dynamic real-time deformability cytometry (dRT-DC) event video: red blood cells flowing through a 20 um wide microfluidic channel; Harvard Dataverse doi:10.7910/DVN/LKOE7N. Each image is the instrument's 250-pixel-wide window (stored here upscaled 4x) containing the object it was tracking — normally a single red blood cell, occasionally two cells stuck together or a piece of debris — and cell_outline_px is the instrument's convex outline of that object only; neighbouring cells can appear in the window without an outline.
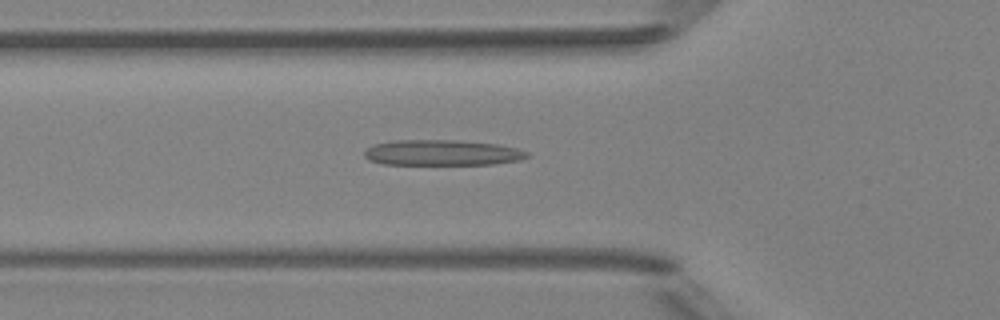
{"species": "Egyptian fruit bat (a non-hibernating species)", "species_latin": "Rousettus aegyptiacus", "temperature_condition": "room temperature", "stored_images_in_passage": 42, "camera_frame_rate_fps": 3000, "um_per_image_px": 0.085, "animal": {"sex": "female"}, "frame": {"image": 1, "passage_image": 10, "time_ms": 3.0, "image_size_px": [1000, 320], "cell_outline_px": [[528, 156], [520, 160], [492, 164], [384, 164], [368, 160], [364, 156], [364, 152], [368, 148], [376, 144], [392, 140], [452, 140], [496, 144], [516, 148], [528, 152]], "centroid_in_image_um": [37.56, 12.98], "position_along_channel_um": 88.2, "area_um2": 24.04}}
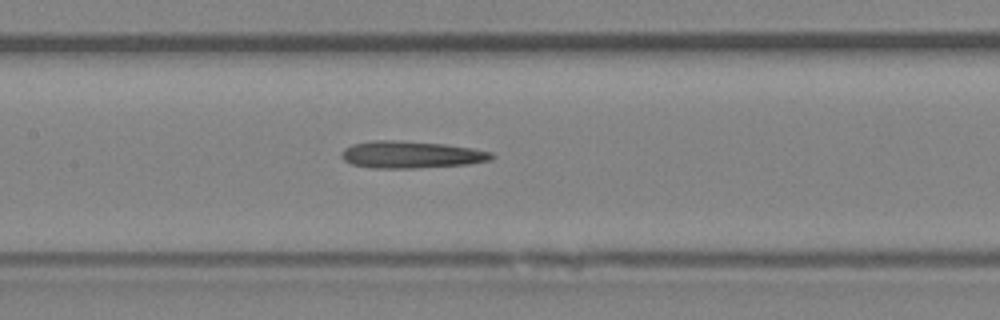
{"frame": {"image": 2, "passage_image": 16, "time_ms": 5.0, "image_size_px": [1000, 320], "cell_outline_px": [[496, 156], [492, 160], [468, 164], [412, 168], [372, 168], [352, 164], [344, 160], [340, 156], [344, 148], [352, 144], [372, 140], [400, 140], [444, 144], [472, 148], [492, 152]], "centroid_in_image_um": [34.95, 13.14], "position_along_channel_um": 172.5, "area_um2": 23.81}}
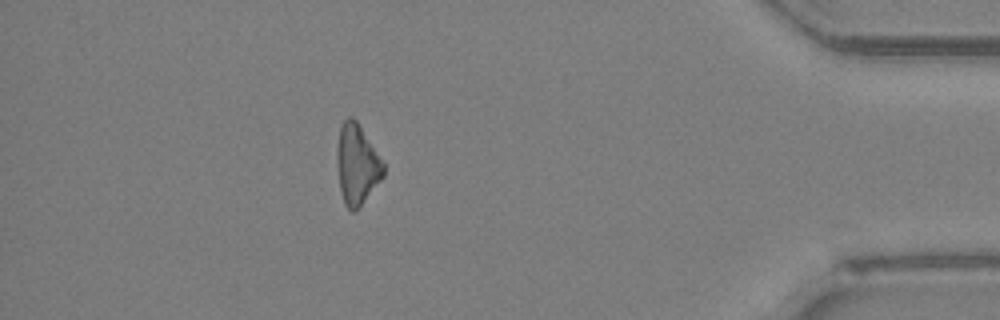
{"frame": {"image": 3, "passage_image": 36, "time_ms": 11.667, "image_size_px": [1000, 320], "cell_outline_px": [[384, 176], [356, 212], [352, 212], [344, 204], [340, 188], [336, 164], [336, 148], [340, 128], [344, 120], [348, 116], [352, 116], [356, 120], [384, 160]], "centroid_in_image_um": [30.34, 13.98], "position_along_channel_um": 404.9, "area_um2": 22.08}, "authors_computed_cell_mechanics": {"area_um2": 22.7154, "velocity_mm_per_s": 4.2039, "shape_relaxation_time_tau1_ms": 5.7644, "shape_relaxation_time_tau2_ms": 10.8241, "deformation_change_tau1": 0.1372, "deformation_change_tau2": 0.2603}}